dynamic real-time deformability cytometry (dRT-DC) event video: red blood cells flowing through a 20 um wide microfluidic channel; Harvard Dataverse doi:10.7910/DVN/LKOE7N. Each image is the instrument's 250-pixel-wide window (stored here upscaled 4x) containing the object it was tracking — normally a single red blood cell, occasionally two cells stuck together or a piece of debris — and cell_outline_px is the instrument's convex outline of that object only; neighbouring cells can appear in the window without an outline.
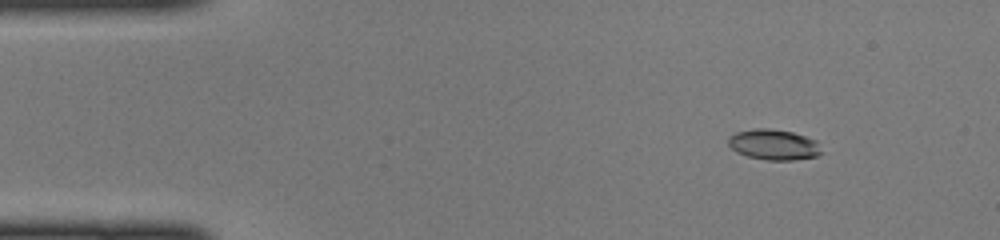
{"species": "common noctule bat (a hibernating species)", "species_latin": "Nyctalus noctula", "temperature_condition": "cold", "stored_images_in_passage": 47, "camera_frame_rate_fps": 3000, "um_per_image_px": 0.085, "animal": {"sex": "female", "body_mass_g": 22.0, "forearm_length_mm": 56.7}, "frame": {"image": 1, "passage_image": 6, "time_ms": 1.667, "image_size_px": [1000, 240], "cell_outline_px": [[820, 152], [816, 156], [792, 160], [768, 160], [748, 156], [736, 152], [728, 144], [728, 136], [736, 132], [756, 128], [768, 128], [792, 132], [816, 140]], "centroid_in_image_um": [65.71, 12.28], "position_along_channel_um": 19.3, "area_um2": 16.36}}
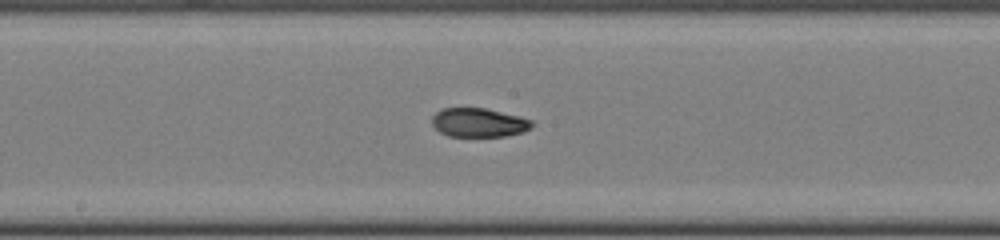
{"frame": {"image": 2, "passage_image": 25, "time_ms": 8.0, "image_size_px": [1000, 240], "cell_outline_px": [[532, 128], [524, 132], [504, 136], [448, 136], [440, 132], [432, 124], [432, 116], [440, 108], [484, 108], [520, 116], [532, 120]], "centroid_in_image_um": [40.69, 10.41], "position_along_channel_um": 207.5, "area_um2": 16.88}}
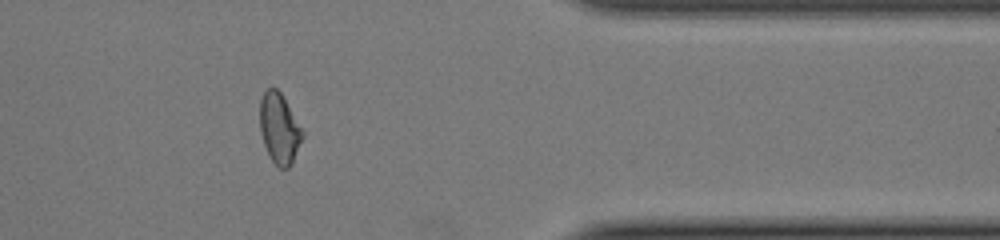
{"frame": {"image": 3, "passage_image": 39, "time_ms": 12.667, "image_size_px": [1000, 240], "cell_outline_px": [[304, 136], [292, 164], [288, 168], [280, 168], [272, 160], [264, 144], [260, 132], [260, 100], [264, 92], [268, 88], [276, 88], [280, 92], [304, 132]], "centroid_in_image_um": [23.75, 10.93], "position_along_channel_um": 387.7, "area_um2": 17.28}}